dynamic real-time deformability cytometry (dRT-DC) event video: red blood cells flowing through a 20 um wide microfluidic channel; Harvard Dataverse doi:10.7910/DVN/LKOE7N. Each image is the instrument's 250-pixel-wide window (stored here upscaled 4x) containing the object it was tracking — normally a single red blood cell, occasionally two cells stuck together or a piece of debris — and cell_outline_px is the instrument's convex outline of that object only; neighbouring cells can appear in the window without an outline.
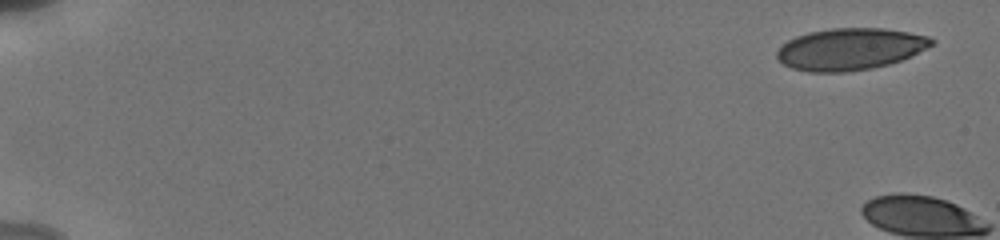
{"species": "human", "species_latin": "Homo sapiens", "temperature_condition": "cold", "stored_images_in_passage": 4, "camera_frame_rate_fps": 3000, "um_per_image_px": 0.085, "donor": {"sex": "male"}, "frame": {"image": 1, "passage_image": 1, "time_ms": 0.0, "image_size_px": [1000, 240], "cell_outline_px": [[936, 44], [912, 56], [888, 64], [872, 68], [844, 72], [808, 72], [792, 68], [776, 60], [776, 52], [788, 40], [796, 36], [808, 32], [832, 28], [884, 28], [908, 32], [928, 36], [936, 40]], "centroid_in_image_um": [72.28, 4.17], "position_along_channel_um": 12.7, "area_um2": 37.92}}